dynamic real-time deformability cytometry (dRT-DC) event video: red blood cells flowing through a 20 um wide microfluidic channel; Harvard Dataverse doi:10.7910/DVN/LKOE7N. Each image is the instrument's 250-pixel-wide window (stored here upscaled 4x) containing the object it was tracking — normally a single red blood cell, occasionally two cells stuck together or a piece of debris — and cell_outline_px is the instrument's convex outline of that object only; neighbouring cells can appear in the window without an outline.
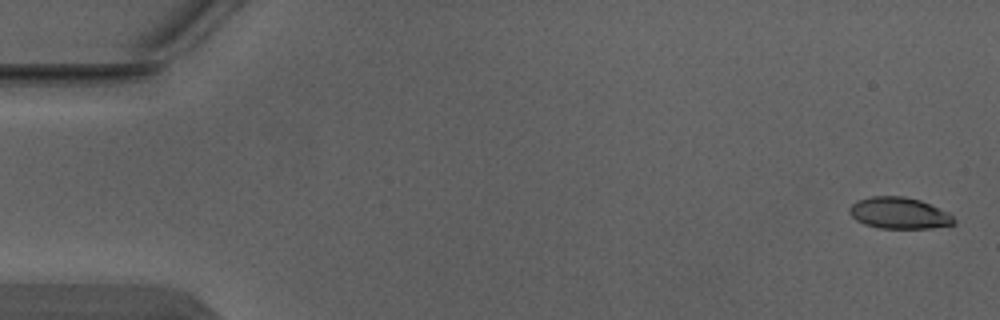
{"species": "Egyptian fruit bat (a non-hibernating species)", "species_latin": "Rousettus aegyptiacus", "temperature_condition": "warm", "stored_images_in_passage": 4, "camera_frame_rate_fps": 3000, "um_per_image_px": 0.085, "animal": {"sex": "male"}, "frame": {"image": 1, "passage_image": 1, "time_ms": 0.0, "image_size_px": [1000, 320], "cell_outline_px": [[956, 224], [932, 228], [880, 228], [864, 224], [856, 220], [848, 212], [848, 208], [856, 200], [872, 196], [904, 196], [920, 200], [948, 212], [956, 220]], "centroid_in_image_um": [76.42, 18.11], "position_along_channel_um": 8.6, "area_um2": 19.25}}
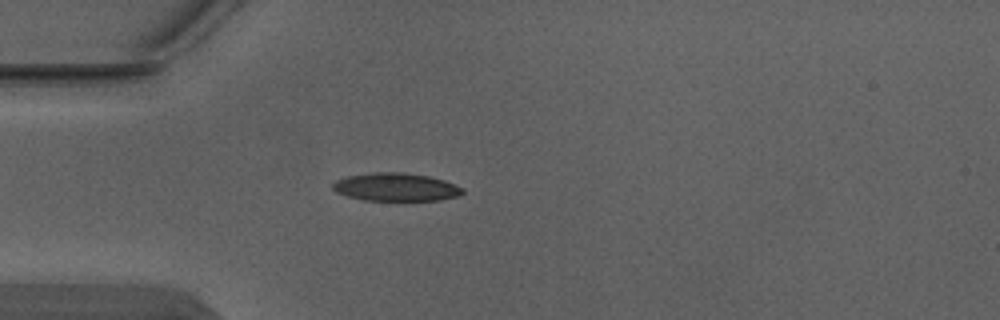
{"frame": {"image": 2, "passage_image": 4, "time_ms": 1.0, "image_size_px": [1000, 320], "cell_outline_px": [[464, 192], [460, 196], [440, 200], [364, 200], [348, 196], [336, 192], [332, 188], [332, 184], [336, 180], [348, 176], [376, 172], [400, 172], [428, 176], [444, 180], [464, 188]], "centroid_in_image_um": [33.67, 15.9], "position_along_channel_um": 51.3, "area_um2": 21.15}}